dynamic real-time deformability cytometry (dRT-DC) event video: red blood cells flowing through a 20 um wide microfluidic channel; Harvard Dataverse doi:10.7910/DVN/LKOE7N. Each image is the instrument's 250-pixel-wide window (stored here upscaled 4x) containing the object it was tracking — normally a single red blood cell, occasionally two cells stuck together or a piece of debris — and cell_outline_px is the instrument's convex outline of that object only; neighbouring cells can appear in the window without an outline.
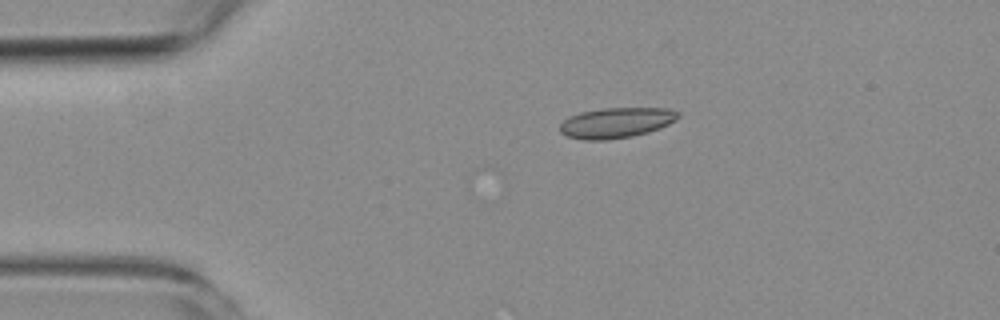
{"species": "common noctule bat (a hibernating species)", "species_latin": "Nyctalus noctula", "temperature_condition": "room temperature", "stored_images_in_passage": 3, "camera_frame_rate_fps": 3000, "um_per_image_px": 0.085, "animal": {"sex": "female", "body_mass_g": 19.3, "forearm_length_mm": 54.1}, "frame": {"image": 1, "passage_image": 1, "time_ms": 0.0, "image_size_px": [1000, 320], "cell_outline_px": [[680, 116], [676, 120], [660, 128], [648, 132], [632, 136], [604, 140], [584, 140], [568, 136], [560, 132], [560, 124], [568, 116], [580, 112], [604, 108], [668, 108], [680, 112]], "centroid_in_image_um": [52.39, 10.42], "position_along_channel_um": 32.6, "area_um2": 20.98}}
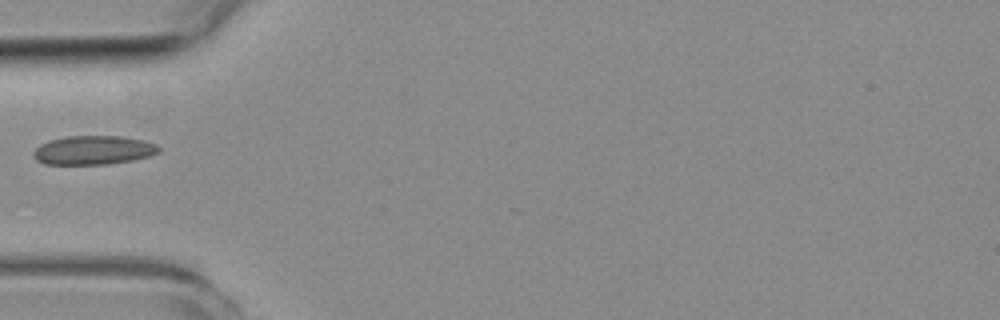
{"frame": {"image": 2, "passage_image": 3, "time_ms": 2.333, "image_size_px": [1000, 320], "cell_outline_px": [[160, 152], [148, 156], [132, 160], [108, 164], [44, 164], [36, 160], [32, 156], [32, 152], [40, 144], [48, 140], [64, 136], [120, 136], [144, 140], [156, 144], [160, 148]], "centroid_in_image_um": [7.9, 12.76], "position_along_channel_um": 77.1, "area_um2": 21.27}}